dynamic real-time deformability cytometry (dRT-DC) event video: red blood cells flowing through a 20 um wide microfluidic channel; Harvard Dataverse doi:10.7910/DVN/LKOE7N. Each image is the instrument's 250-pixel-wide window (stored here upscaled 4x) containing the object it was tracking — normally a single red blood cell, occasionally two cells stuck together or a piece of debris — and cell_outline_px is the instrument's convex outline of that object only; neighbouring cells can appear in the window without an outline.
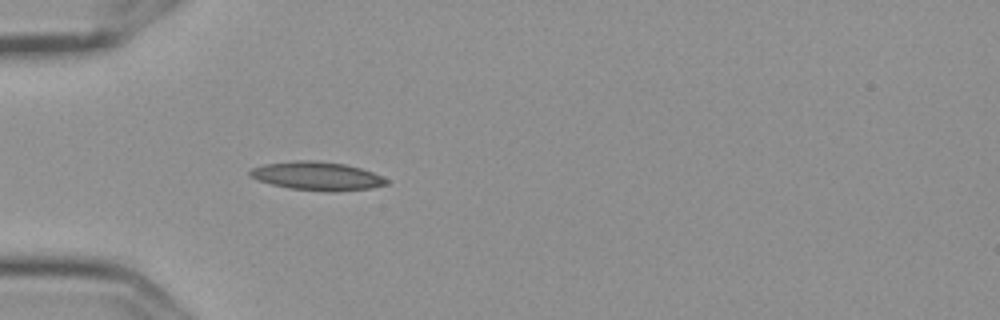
{"species": "Egyptian fruit bat (a non-hibernating species)", "species_latin": "Rousettus aegyptiacus", "temperature_condition": "cold", "stored_images_in_passage": 3, "camera_frame_rate_fps": 3000, "um_per_image_px": 0.085, "frame": {"image": 1, "passage_image": 3, "time_ms": 0.667, "image_size_px": [1000, 320], "cell_outline_px": [[388, 184], [372, 188], [332, 192], [328, 192], [288, 188], [272, 184], [260, 180], [252, 176], [248, 172], [252, 168], [264, 164], [292, 160], [316, 160], [344, 164], [360, 168], [372, 172], [388, 180]], "centroid_in_image_um": [26.96, 14.96], "position_along_channel_um": 58.0, "area_um2": 22.6}}